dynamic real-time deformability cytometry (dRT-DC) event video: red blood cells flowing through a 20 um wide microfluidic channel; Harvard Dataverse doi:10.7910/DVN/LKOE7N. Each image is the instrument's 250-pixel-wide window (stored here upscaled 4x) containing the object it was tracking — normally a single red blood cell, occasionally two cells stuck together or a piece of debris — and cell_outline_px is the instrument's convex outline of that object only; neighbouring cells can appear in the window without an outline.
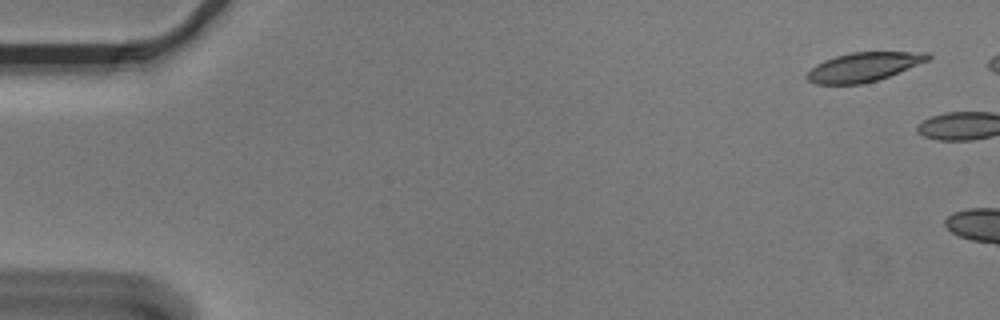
{"species": "Egyptian fruit bat (a non-hibernating species)", "species_latin": "Rousettus aegyptiacus", "temperature_condition": "cold", "stored_images_in_passage": 3, "camera_frame_rate_fps": 3000, "um_per_image_px": 0.085, "animal": {"sex": "male"}, "frame": {"image": 1, "passage_image": 1, "time_ms": 0.0, "image_size_px": [1000, 320], "cell_outline_px": [[932, 56], [928, 60], [888, 76], [876, 80], [860, 84], [816, 84], [808, 80], [804, 76], [816, 64], [824, 60], [836, 56], [852, 52], [928, 52]], "centroid_in_image_um": [73.38, 5.69], "position_along_channel_um": 11.6, "area_um2": 20.23}}